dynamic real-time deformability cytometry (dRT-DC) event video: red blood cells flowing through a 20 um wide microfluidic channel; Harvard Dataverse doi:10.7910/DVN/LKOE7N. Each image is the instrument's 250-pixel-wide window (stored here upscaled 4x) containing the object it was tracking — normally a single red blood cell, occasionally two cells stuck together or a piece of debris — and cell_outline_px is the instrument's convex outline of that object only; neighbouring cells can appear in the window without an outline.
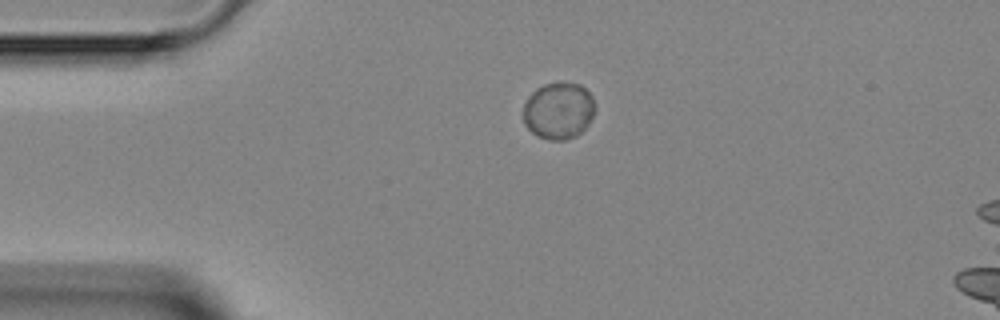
{"species": "Egyptian fruit bat (a non-hibernating species)", "species_latin": "Rousettus aegyptiacus", "temperature_condition": "room temperature", "stored_images_in_passage": 3, "camera_frame_rate_fps": 3000, "um_per_image_px": 0.085, "animal": {"sex": "female"}, "frame": {"image": 1, "passage_image": 1, "time_ms": 0.0, "image_size_px": [1000, 320], "cell_outline_px": [[596, 108], [588, 124], [576, 136], [564, 140], [552, 140], [536, 136], [524, 124], [524, 104], [528, 96], [536, 88], [544, 84], [560, 80], [580, 84], [592, 96]], "centroid_in_image_um": [47.47, 9.37], "position_along_channel_um": 37.5, "area_um2": 24.04}}